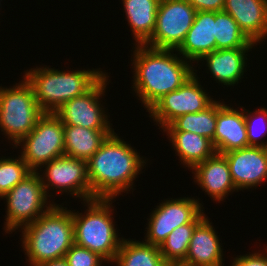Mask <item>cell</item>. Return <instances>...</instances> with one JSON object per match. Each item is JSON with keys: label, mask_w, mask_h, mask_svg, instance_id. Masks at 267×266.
Returning <instances> with one entry per match:
<instances>
[{"label": "cell", "mask_w": 267, "mask_h": 266, "mask_svg": "<svg viewBox=\"0 0 267 266\" xmlns=\"http://www.w3.org/2000/svg\"><path fill=\"white\" fill-rule=\"evenodd\" d=\"M133 56V91L147 110L162 96L181 87L197 70L176 50L136 44ZM190 63V64H189ZM195 71V72H194Z\"/></svg>", "instance_id": "1"}, {"label": "cell", "mask_w": 267, "mask_h": 266, "mask_svg": "<svg viewBox=\"0 0 267 266\" xmlns=\"http://www.w3.org/2000/svg\"><path fill=\"white\" fill-rule=\"evenodd\" d=\"M139 155L131 144L126 143L114 131L108 135L100 148L87 160L92 199H114L122 192L128 193L133 189L134 180L146 164V160Z\"/></svg>", "instance_id": "2"}, {"label": "cell", "mask_w": 267, "mask_h": 266, "mask_svg": "<svg viewBox=\"0 0 267 266\" xmlns=\"http://www.w3.org/2000/svg\"><path fill=\"white\" fill-rule=\"evenodd\" d=\"M21 230V246L26 251L30 266L64 258L74 244L72 211L56 203Z\"/></svg>", "instance_id": "3"}, {"label": "cell", "mask_w": 267, "mask_h": 266, "mask_svg": "<svg viewBox=\"0 0 267 266\" xmlns=\"http://www.w3.org/2000/svg\"><path fill=\"white\" fill-rule=\"evenodd\" d=\"M106 73L101 70L60 71L36 67L23 76L31 85L40 109L55 112L61 105L89 91Z\"/></svg>", "instance_id": "4"}, {"label": "cell", "mask_w": 267, "mask_h": 266, "mask_svg": "<svg viewBox=\"0 0 267 266\" xmlns=\"http://www.w3.org/2000/svg\"><path fill=\"white\" fill-rule=\"evenodd\" d=\"M112 200H87L84 214L72 210L74 243L98 253L107 263H112L123 240L118 237L112 219Z\"/></svg>", "instance_id": "5"}, {"label": "cell", "mask_w": 267, "mask_h": 266, "mask_svg": "<svg viewBox=\"0 0 267 266\" xmlns=\"http://www.w3.org/2000/svg\"><path fill=\"white\" fill-rule=\"evenodd\" d=\"M43 113L25 78L12 88L0 86V130L13 146L34 129Z\"/></svg>", "instance_id": "6"}, {"label": "cell", "mask_w": 267, "mask_h": 266, "mask_svg": "<svg viewBox=\"0 0 267 266\" xmlns=\"http://www.w3.org/2000/svg\"><path fill=\"white\" fill-rule=\"evenodd\" d=\"M3 198L7 203V215L4 224L6 233H12L18 228L22 229L24 226L33 223L55 205L50 201V204L48 203V196L38 172H32Z\"/></svg>", "instance_id": "7"}, {"label": "cell", "mask_w": 267, "mask_h": 266, "mask_svg": "<svg viewBox=\"0 0 267 266\" xmlns=\"http://www.w3.org/2000/svg\"><path fill=\"white\" fill-rule=\"evenodd\" d=\"M20 145V156L33 172H39L44 164L65 155L64 124L54 113L44 112L34 129L14 147Z\"/></svg>", "instance_id": "8"}, {"label": "cell", "mask_w": 267, "mask_h": 266, "mask_svg": "<svg viewBox=\"0 0 267 266\" xmlns=\"http://www.w3.org/2000/svg\"><path fill=\"white\" fill-rule=\"evenodd\" d=\"M196 10L187 0H160L156 27L145 45L177 50L191 28Z\"/></svg>", "instance_id": "9"}, {"label": "cell", "mask_w": 267, "mask_h": 266, "mask_svg": "<svg viewBox=\"0 0 267 266\" xmlns=\"http://www.w3.org/2000/svg\"><path fill=\"white\" fill-rule=\"evenodd\" d=\"M198 79L195 73L181 87L162 96L147 110L157 126L163 129L177 117L204 111L215 101L203 90Z\"/></svg>", "instance_id": "10"}, {"label": "cell", "mask_w": 267, "mask_h": 266, "mask_svg": "<svg viewBox=\"0 0 267 266\" xmlns=\"http://www.w3.org/2000/svg\"><path fill=\"white\" fill-rule=\"evenodd\" d=\"M43 167L46 169L42 175L39 173V176L48 197L53 196L49 194V189L54 191L56 188L61 195L68 192L67 194H71V196L73 194L83 202L92 200L87 161L62 155L44 164Z\"/></svg>", "instance_id": "11"}, {"label": "cell", "mask_w": 267, "mask_h": 266, "mask_svg": "<svg viewBox=\"0 0 267 266\" xmlns=\"http://www.w3.org/2000/svg\"><path fill=\"white\" fill-rule=\"evenodd\" d=\"M108 74H105L89 91L65 102L53 112L64 125L82 126L88 129H112L101 105Z\"/></svg>", "instance_id": "12"}, {"label": "cell", "mask_w": 267, "mask_h": 266, "mask_svg": "<svg viewBox=\"0 0 267 266\" xmlns=\"http://www.w3.org/2000/svg\"><path fill=\"white\" fill-rule=\"evenodd\" d=\"M202 206L194 197L169 199L160 203L149 216L144 241L159 247L175 228L192 223L202 213Z\"/></svg>", "instance_id": "13"}, {"label": "cell", "mask_w": 267, "mask_h": 266, "mask_svg": "<svg viewBox=\"0 0 267 266\" xmlns=\"http://www.w3.org/2000/svg\"><path fill=\"white\" fill-rule=\"evenodd\" d=\"M237 190L257 187L267 180V148L249 146L223 154Z\"/></svg>", "instance_id": "14"}, {"label": "cell", "mask_w": 267, "mask_h": 266, "mask_svg": "<svg viewBox=\"0 0 267 266\" xmlns=\"http://www.w3.org/2000/svg\"><path fill=\"white\" fill-rule=\"evenodd\" d=\"M241 111L217 101V122L214 134V148L216 153L226 152L249 147L244 118V109Z\"/></svg>", "instance_id": "15"}, {"label": "cell", "mask_w": 267, "mask_h": 266, "mask_svg": "<svg viewBox=\"0 0 267 266\" xmlns=\"http://www.w3.org/2000/svg\"><path fill=\"white\" fill-rule=\"evenodd\" d=\"M194 182L214 201H223L228 194L238 191L232 181L228 162L223 154L215 153L193 169ZM227 195V196H226Z\"/></svg>", "instance_id": "16"}, {"label": "cell", "mask_w": 267, "mask_h": 266, "mask_svg": "<svg viewBox=\"0 0 267 266\" xmlns=\"http://www.w3.org/2000/svg\"><path fill=\"white\" fill-rule=\"evenodd\" d=\"M223 11L231 15L241 31L256 45L267 36V0H225Z\"/></svg>", "instance_id": "17"}, {"label": "cell", "mask_w": 267, "mask_h": 266, "mask_svg": "<svg viewBox=\"0 0 267 266\" xmlns=\"http://www.w3.org/2000/svg\"><path fill=\"white\" fill-rule=\"evenodd\" d=\"M215 12L196 11L193 24L180 47L175 51L187 61H200L216 50Z\"/></svg>", "instance_id": "18"}, {"label": "cell", "mask_w": 267, "mask_h": 266, "mask_svg": "<svg viewBox=\"0 0 267 266\" xmlns=\"http://www.w3.org/2000/svg\"><path fill=\"white\" fill-rule=\"evenodd\" d=\"M208 217L194 229L184 263L191 266H224L220 239Z\"/></svg>", "instance_id": "19"}, {"label": "cell", "mask_w": 267, "mask_h": 266, "mask_svg": "<svg viewBox=\"0 0 267 266\" xmlns=\"http://www.w3.org/2000/svg\"><path fill=\"white\" fill-rule=\"evenodd\" d=\"M252 47L219 49L205 55L200 61H206L208 70L217 83L234 86L244 75L248 54Z\"/></svg>", "instance_id": "20"}, {"label": "cell", "mask_w": 267, "mask_h": 266, "mask_svg": "<svg viewBox=\"0 0 267 266\" xmlns=\"http://www.w3.org/2000/svg\"><path fill=\"white\" fill-rule=\"evenodd\" d=\"M113 131V129H88L82 126L64 125V153L87 161Z\"/></svg>", "instance_id": "21"}, {"label": "cell", "mask_w": 267, "mask_h": 266, "mask_svg": "<svg viewBox=\"0 0 267 266\" xmlns=\"http://www.w3.org/2000/svg\"><path fill=\"white\" fill-rule=\"evenodd\" d=\"M164 132L170 138L181 163L190 170L216 153L212 141L204 136L185 131Z\"/></svg>", "instance_id": "22"}, {"label": "cell", "mask_w": 267, "mask_h": 266, "mask_svg": "<svg viewBox=\"0 0 267 266\" xmlns=\"http://www.w3.org/2000/svg\"><path fill=\"white\" fill-rule=\"evenodd\" d=\"M135 44H145L154 33L160 0H122ZM137 42V43H136Z\"/></svg>", "instance_id": "23"}, {"label": "cell", "mask_w": 267, "mask_h": 266, "mask_svg": "<svg viewBox=\"0 0 267 266\" xmlns=\"http://www.w3.org/2000/svg\"><path fill=\"white\" fill-rule=\"evenodd\" d=\"M112 262L117 266H164L165 264L158 246L124 238Z\"/></svg>", "instance_id": "24"}, {"label": "cell", "mask_w": 267, "mask_h": 266, "mask_svg": "<svg viewBox=\"0 0 267 266\" xmlns=\"http://www.w3.org/2000/svg\"><path fill=\"white\" fill-rule=\"evenodd\" d=\"M217 122V100L204 111L188 113L177 117L163 131L192 132L210 139L214 146Z\"/></svg>", "instance_id": "25"}, {"label": "cell", "mask_w": 267, "mask_h": 266, "mask_svg": "<svg viewBox=\"0 0 267 266\" xmlns=\"http://www.w3.org/2000/svg\"><path fill=\"white\" fill-rule=\"evenodd\" d=\"M202 212L192 223L175 228L159 246L165 262H184L195 227L205 218Z\"/></svg>", "instance_id": "26"}, {"label": "cell", "mask_w": 267, "mask_h": 266, "mask_svg": "<svg viewBox=\"0 0 267 266\" xmlns=\"http://www.w3.org/2000/svg\"><path fill=\"white\" fill-rule=\"evenodd\" d=\"M216 50L253 47L247 36L241 31L238 23L225 11L215 12Z\"/></svg>", "instance_id": "27"}, {"label": "cell", "mask_w": 267, "mask_h": 266, "mask_svg": "<svg viewBox=\"0 0 267 266\" xmlns=\"http://www.w3.org/2000/svg\"><path fill=\"white\" fill-rule=\"evenodd\" d=\"M18 158H0V198L33 172L20 155Z\"/></svg>", "instance_id": "28"}, {"label": "cell", "mask_w": 267, "mask_h": 266, "mask_svg": "<svg viewBox=\"0 0 267 266\" xmlns=\"http://www.w3.org/2000/svg\"><path fill=\"white\" fill-rule=\"evenodd\" d=\"M244 118L249 146L267 148V141L259 142L263 136L267 135V108H260L252 112L244 109Z\"/></svg>", "instance_id": "29"}, {"label": "cell", "mask_w": 267, "mask_h": 266, "mask_svg": "<svg viewBox=\"0 0 267 266\" xmlns=\"http://www.w3.org/2000/svg\"><path fill=\"white\" fill-rule=\"evenodd\" d=\"M68 266H101L106 260L98 253L87 248L73 244L66 252L65 257Z\"/></svg>", "instance_id": "30"}, {"label": "cell", "mask_w": 267, "mask_h": 266, "mask_svg": "<svg viewBox=\"0 0 267 266\" xmlns=\"http://www.w3.org/2000/svg\"><path fill=\"white\" fill-rule=\"evenodd\" d=\"M266 248L265 252H267ZM259 252L241 255L239 257L237 256L233 259L231 266H267V254L263 252L261 253V251Z\"/></svg>", "instance_id": "31"}, {"label": "cell", "mask_w": 267, "mask_h": 266, "mask_svg": "<svg viewBox=\"0 0 267 266\" xmlns=\"http://www.w3.org/2000/svg\"><path fill=\"white\" fill-rule=\"evenodd\" d=\"M196 11H223L225 0H187Z\"/></svg>", "instance_id": "32"}, {"label": "cell", "mask_w": 267, "mask_h": 266, "mask_svg": "<svg viewBox=\"0 0 267 266\" xmlns=\"http://www.w3.org/2000/svg\"><path fill=\"white\" fill-rule=\"evenodd\" d=\"M38 266H68L67 260L65 258L54 259L51 261H46Z\"/></svg>", "instance_id": "33"}, {"label": "cell", "mask_w": 267, "mask_h": 266, "mask_svg": "<svg viewBox=\"0 0 267 266\" xmlns=\"http://www.w3.org/2000/svg\"><path fill=\"white\" fill-rule=\"evenodd\" d=\"M164 266H191L184 262H165Z\"/></svg>", "instance_id": "34"}]
</instances>
